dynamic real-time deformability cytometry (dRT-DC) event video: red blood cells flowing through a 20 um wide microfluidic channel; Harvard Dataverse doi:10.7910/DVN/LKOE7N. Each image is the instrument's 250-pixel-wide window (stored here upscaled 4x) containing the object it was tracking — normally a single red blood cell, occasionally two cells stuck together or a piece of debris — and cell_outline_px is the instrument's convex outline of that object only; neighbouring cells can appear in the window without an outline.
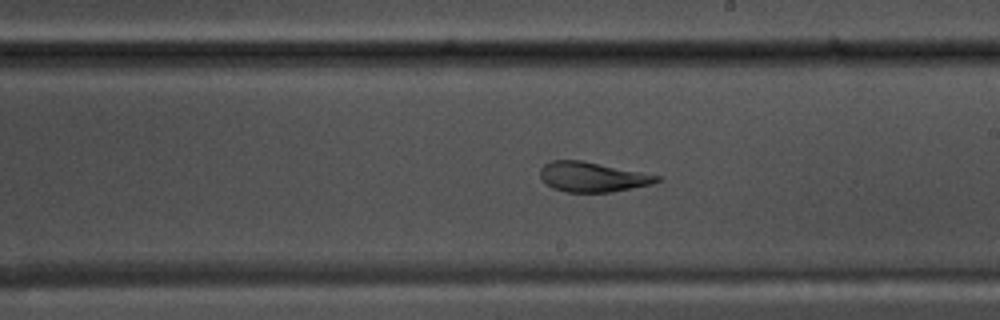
{"species": "common noctule bat (a hibernating species)", "species_latin": "Nyctalus noctula", "temperature_condition": "warm", "stored_images_in_passage": 54, "camera_frame_rate_fps": 3000, "um_per_image_px": 0.085, "animal": {"sex": "male", "body_mass_g": 17.5, "forearm_length_mm": 52.3}, "frame": {"image": 1, "passage_image": 31, "time_ms": 10.0, "image_size_px": [1000, 320], "cell_outline_px": [[660, 180], [652, 184], [612, 192], [564, 192], [552, 188], [544, 184], [540, 176], [540, 168], [544, 164], [552, 160], [580, 160], [660, 176]], "centroid_in_image_um": [50.29, 15.05], "position_along_channel_um": 238.7, "area_um2": 20.23}}
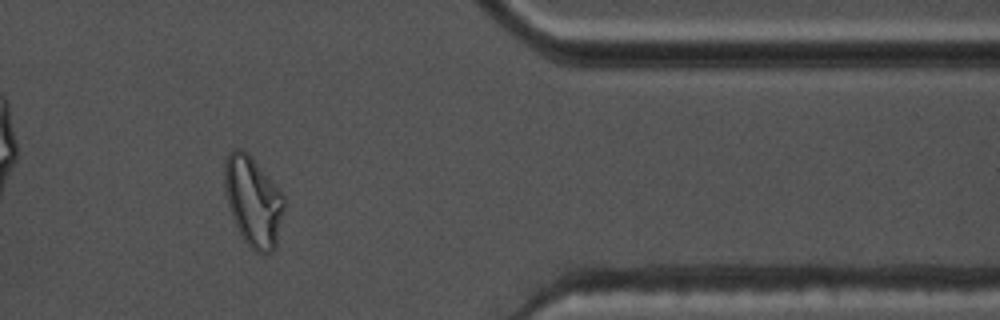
{"frame": {"image": 2, "passage_image": 45, "time_ms": 14.667, "image_size_px": [1000, 320], "cell_outline_px": [[284, 208], [276, 248], [272, 252], [256, 252], [244, 240], [232, 216], [228, 204], [224, 188], [224, 156], [228, 152], [236, 148], [244, 148], [252, 156], [284, 196]], "centroid_in_image_um": [21.5, 17.05], "position_along_channel_um": 389.9, "area_um2": 31.21}}
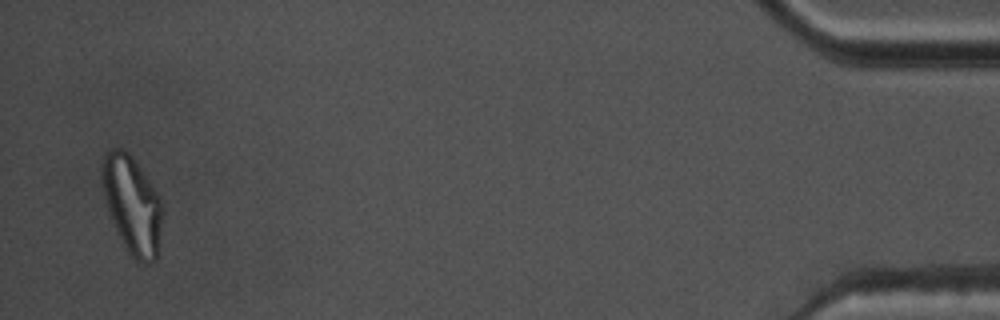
{"frame": {"image": 3, "passage_image": 53, "time_ms": 17.333, "image_size_px": [1000, 320], "cell_outline_px": [[164, 212], [156, 260], [152, 264], [140, 264], [124, 248], [108, 212], [104, 196], [100, 172], [100, 168], [104, 156], [112, 148], [124, 148], [132, 156], [152, 184], [160, 196], [164, 208]], "centroid_in_image_um": [11.25, 17.43], "position_along_channel_um": 424.0, "area_um2": 35.03}, "authors_computed_cell_mechanics": {"area_um2": 24.6806, "velocity_mm_per_s": 3.6658, "shape_relaxation_time_tau1_ms": 9.051, "shape_relaxation_time_tau2_ms": 1.6566, "deformation_change_tau1": 0.281, "deformation_change_tau2": 0.0972}}